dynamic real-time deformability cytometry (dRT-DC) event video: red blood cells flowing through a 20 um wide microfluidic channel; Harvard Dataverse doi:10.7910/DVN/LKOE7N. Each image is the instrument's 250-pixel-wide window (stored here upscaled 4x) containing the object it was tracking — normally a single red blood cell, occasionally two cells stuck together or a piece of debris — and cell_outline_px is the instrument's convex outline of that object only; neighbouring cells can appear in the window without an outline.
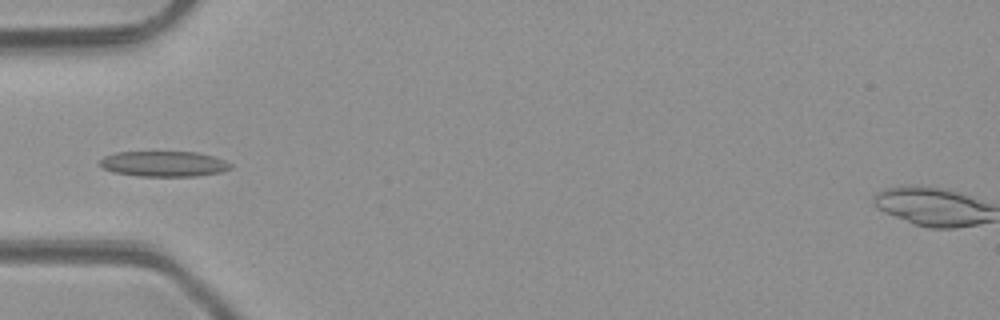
{"species": "common noctule bat (a hibernating species)", "species_latin": "Nyctalus noctula", "temperature_condition": "room temperature", "stored_images_in_passage": 6, "camera_frame_rate_fps": 3000, "um_per_image_px": 0.085, "animal": {"sex": "male", "body_mass_g": 23.1, "forearm_length_mm": 52.7}, "frame": {"image": 1, "passage_image": 5, "time_ms": 4.667, "image_size_px": [1000, 320], "cell_outline_px": [[232, 168], [220, 172], [196, 176], [136, 176], [112, 172], [96, 164], [104, 156], [116, 152], [196, 152], [212, 156], [224, 160], [232, 164]], "centroid_in_image_um": [13.88, 13.93], "position_along_channel_um": 71.1, "area_um2": 19.48}}
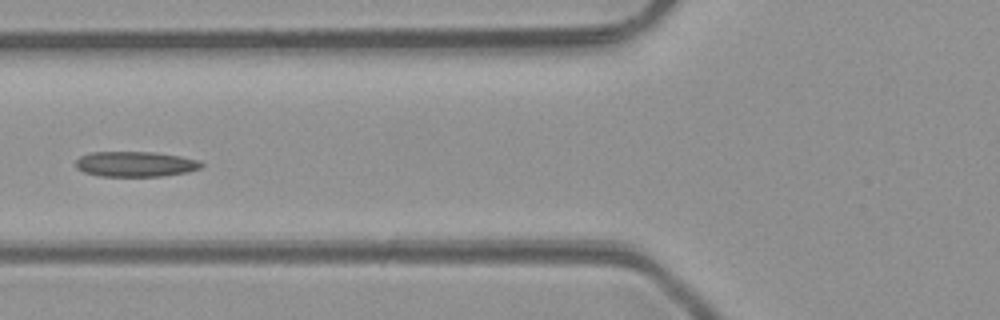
{"frame": {"image": 2, "passage_image": 6, "time_ms": 5.667, "image_size_px": [1000, 320], "cell_outline_px": [[204, 164], [200, 168], [184, 172], [160, 176], [100, 176], [84, 172], [76, 168], [76, 160], [80, 156], [92, 152], [156, 152], [180, 156], [200, 160]], "centroid_in_image_um": [11.5, 13.94], "position_along_channel_um": 114.3, "area_um2": 18.44}}